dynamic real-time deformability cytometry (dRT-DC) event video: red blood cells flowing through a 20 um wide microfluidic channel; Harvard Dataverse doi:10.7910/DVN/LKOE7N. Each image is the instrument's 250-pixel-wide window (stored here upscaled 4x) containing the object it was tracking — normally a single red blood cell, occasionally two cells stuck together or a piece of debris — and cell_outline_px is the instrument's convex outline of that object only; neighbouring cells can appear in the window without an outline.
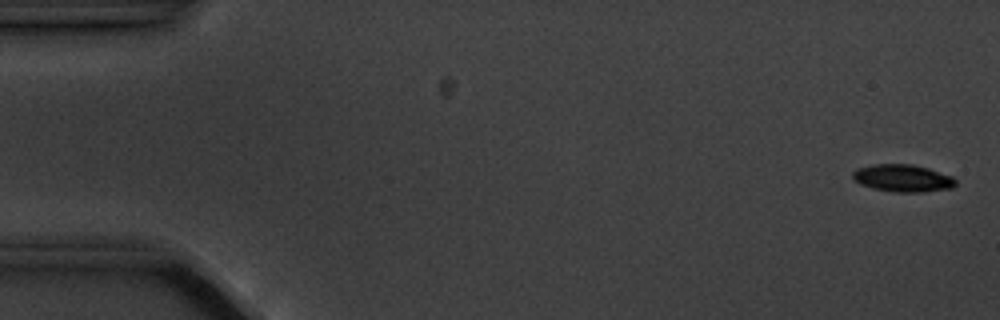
{"species": "common noctule bat (a hibernating species)", "species_latin": "Nyctalus noctula", "temperature_condition": "cold", "stored_images_in_passage": 4, "camera_frame_rate_fps": 3000, "um_per_image_px": 0.085, "animal": {"sex": "male", "body_mass_g": 20.1, "forearm_length_mm": 53.5}, "frame": {"image": 1, "passage_image": 1, "time_ms": 0.0, "image_size_px": [1000, 320], "cell_outline_px": [[956, 184], [952, 188], [920, 192], [896, 192], [872, 188], [860, 184], [852, 180], [852, 172], [856, 168], [876, 164], [912, 164], [928, 168], [952, 176], [956, 180]], "centroid_in_image_um": [76.7, 15.14], "position_along_channel_um": 8.3, "area_um2": 16.47}}